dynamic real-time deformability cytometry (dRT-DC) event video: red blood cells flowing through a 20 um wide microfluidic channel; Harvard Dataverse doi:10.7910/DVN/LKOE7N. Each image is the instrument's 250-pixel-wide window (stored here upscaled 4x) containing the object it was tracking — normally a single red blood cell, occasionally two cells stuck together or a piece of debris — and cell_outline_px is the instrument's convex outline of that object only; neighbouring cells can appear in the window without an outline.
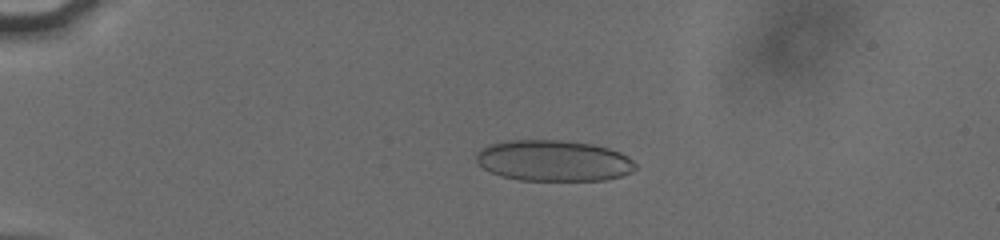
{"species": "human", "species_latin": "Homo sapiens", "temperature_condition": "cold", "stored_images_in_passage": 54, "camera_frame_rate_fps": 3000, "um_per_image_px": 0.085, "donor": {"sex": "male"}, "frame": {"image": 1, "passage_image": 13, "time_ms": 4.0, "image_size_px": [1000, 240], "cell_outline_px": [[636, 168], [632, 172], [620, 176], [604, 180], [520, 180], [500, 176], [484, 168], [476, 160], [476, 152], [488, 144], [512, 140], [560, 140], [592, 144], [608, 148], [620, 152], [628, 156], [636, 164]], "centroid_in_image_um": [47.06, 13.65], "position_along_channel_um": 37.9, "area_um2": 38.03}}
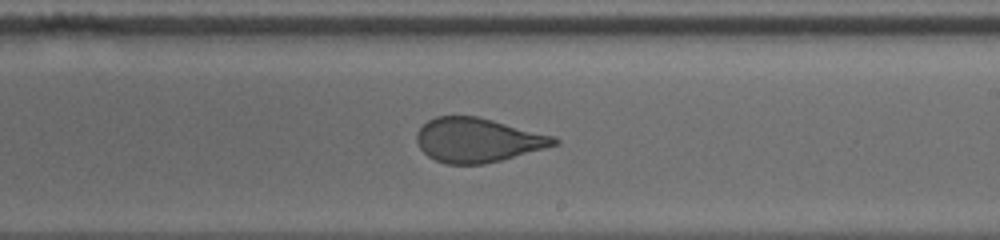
{"frame": {"image": 2, "passage_image": 34, "time_ms": 11.0, "image_size_px": [1000, 240], "cell_outline_px": [[560, 144], [500, 160], [484, 164], [444, 164], [428, 156], [420, 148], [416, 140], [416, 132], [428, 120], [436, 116], [476, 116], [492, 120], [552, 136], [560, 140]], "centroid_in_image_um": [40.57, 11.91], "position_along_channel_um": 248.4, "area_um2": 35.08}}
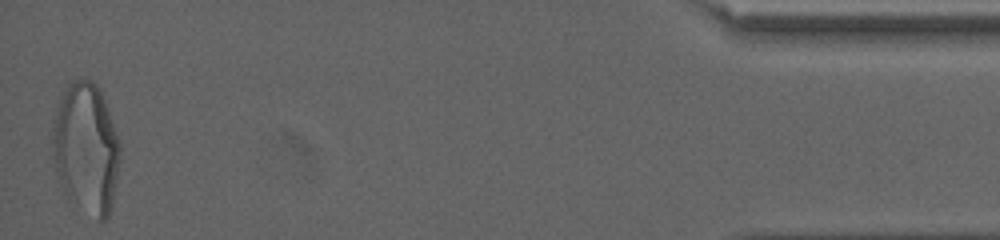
{"frame": {"image": 3, "passage_image": 54, "time_ms": 17.667, "image_size_px": [1000, 240], "cell_outline_px": [[120, 160], [112, 204], [108, 216], [104, 220], [100, 220], [68, 200], [64, 192], [52, 160], [52, 128], [56, 108], [60, 96], [68, 84], [72, 80], [92, 80], [96, 84], [100, 92], [120, 140]], "centroid_in_image_um": [7.3, 12.61], "position_along_channel_um": 427.9, "area_um2": 51.56}, "authors_computed_cell_mechanics": {"area_um2": 37.9168, "velocity_mm_per_s": 3.8347, "shape_relaxation_time_tau1_ms": 6.5191, "shape_relaxation_time_tau2_ms": 0.6262, "deformation_change_tau1": 0.1984, "deformation_change_tau2": 0.0817}}